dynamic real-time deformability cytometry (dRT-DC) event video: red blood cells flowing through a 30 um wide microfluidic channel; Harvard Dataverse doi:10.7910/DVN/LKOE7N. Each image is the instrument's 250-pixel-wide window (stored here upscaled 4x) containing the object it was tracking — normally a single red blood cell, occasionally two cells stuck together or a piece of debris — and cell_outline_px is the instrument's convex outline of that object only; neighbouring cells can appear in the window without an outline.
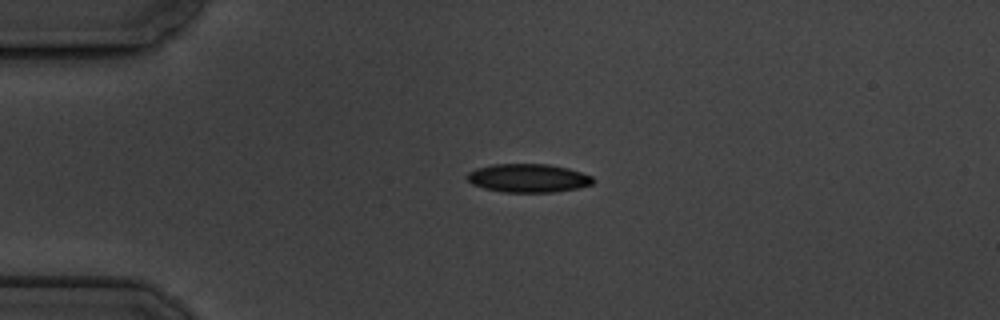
{"species": "common noctule bat (a hibernating species)", "species_latin": "Nyctalus noctula", "temperature_condition": "cold", "stored_images_in_passage": 5, "camera_frame_rate_fps": 3000, "um_per_image_px": 0.085, "animal": {"sex": "male", "body_mass_g": 19.5, "forearm_length_mm": 54.6}, "frame": {"image": 1, "passage_image": 3, "time_ms": 3.0, "image_size_px": [1000, 320], "cell_outline_px": [[596, 180], [592, 184], [580, 188], [552, 192], [504, 192], [484, 188], [472, 184], [464, 176], [468, 172], [476, 168], [492, 164], [548, 164], [568, 168], [592, 176]], "centroid_in_image_um": [44.89, 15.13], "position_along_channel_um": 40.1, "area_um2": 21.04}}